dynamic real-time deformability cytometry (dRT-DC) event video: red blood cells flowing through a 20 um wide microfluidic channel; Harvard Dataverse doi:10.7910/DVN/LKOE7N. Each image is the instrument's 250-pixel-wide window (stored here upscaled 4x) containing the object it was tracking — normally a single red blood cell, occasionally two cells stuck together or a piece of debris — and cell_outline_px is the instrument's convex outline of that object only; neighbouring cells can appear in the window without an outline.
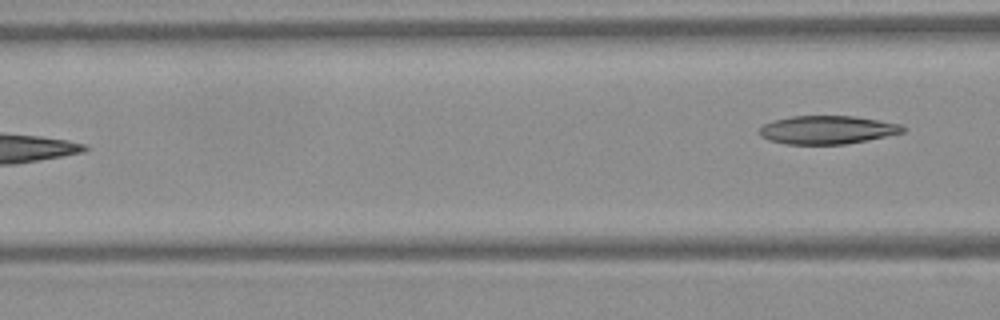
{"species": "Egyptian fruit bat (a non-hibernating species)", "species_latin": "Rousettus aegyptiacus", "temperature_condition": "warm", "stored_images_in_passage": 6, "camera_frame_rate_fps": 3000, "um_per_image_px": 0.085, "frame": {"image": 1, "passage_image": 6, "time_ms": 1.667, "image_size_px": [1000, 320], "cell_outline_px": [[908, 128], [904, 132], [868, 140], [844, 144], [788, 144], [768, 140], [760, 136], [760, 128], [764, 124], [772, 120], [792, 116], [856, 116], [900, 124]], "centroid_in_image_um": [70.33, 11.03], "position_along_channel_um": 96.3, "area_um2": 23.7}}